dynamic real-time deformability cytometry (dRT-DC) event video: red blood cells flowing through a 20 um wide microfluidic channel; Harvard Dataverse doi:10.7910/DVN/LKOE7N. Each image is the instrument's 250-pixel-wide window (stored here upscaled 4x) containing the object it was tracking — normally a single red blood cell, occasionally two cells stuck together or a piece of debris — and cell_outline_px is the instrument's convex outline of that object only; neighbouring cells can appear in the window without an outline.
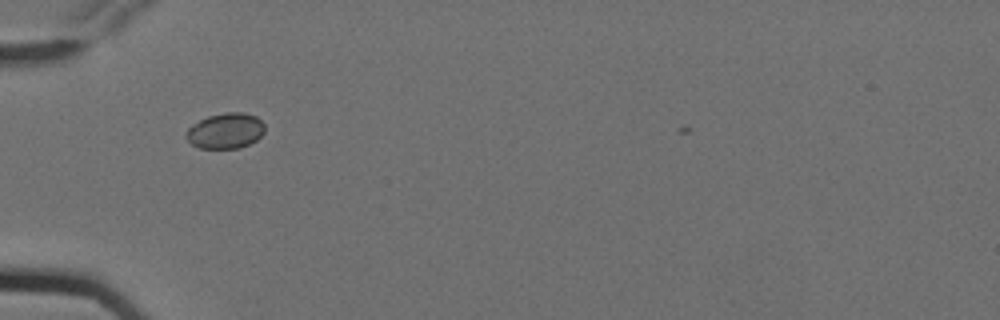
{"species": "Egyptian fruit bat (a non-hibernating species)", "species_latin": "Rousettus aegyptiacus", "temperature_condition": "cold", "stored_images_in_passage": 4, "camera_frame_rate_fps": 3000, "um_per_image_px": 0.085, "animal": {"sex": "female"}, "frame": {"image": 1, "passage_image": 3, "time_ms": 0.667, "image_size_px": [1000, 320], "cell_outline_px": [[264, 132], [256, 140], [240, 148], [200, 148], [192, 144], [184, 136], [184, 132], [192, 124], [208, 116], [224, 112], [244, 112], [256, 116], [264, 124]], "centroid_in_image_um": [19.15, 11.11], "position_along_channel_um": 65.9, "area_um2": 16.36}}
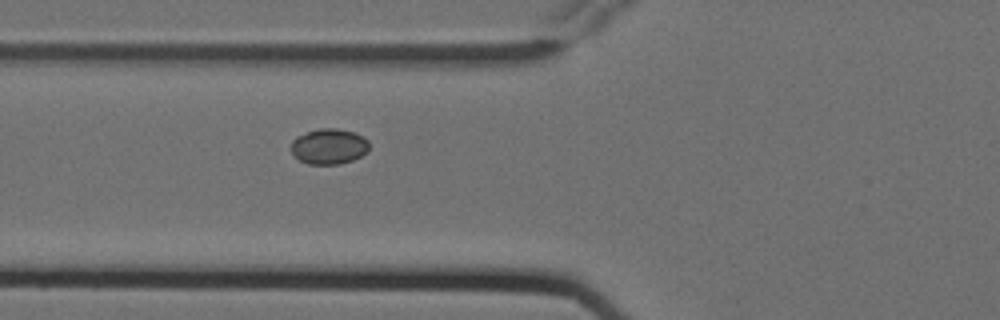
{"frame": {"image": 2, "passage_image": 4, "time_ms": 1.0, "image_size_px": [1000, 320], "cell_outline_px": [[368, 152], [352, 160], [340, 164], [308, 164], [300, 160], [292, 152], [292, 140], [296, 136], [320, 128], [336, 128], [356, 132], [364, 136], [368, 140]], "centroid_in_image_um": [27.99, 12.43], "position_along_channel_um": 97.8, "area_um2": 16.18}}